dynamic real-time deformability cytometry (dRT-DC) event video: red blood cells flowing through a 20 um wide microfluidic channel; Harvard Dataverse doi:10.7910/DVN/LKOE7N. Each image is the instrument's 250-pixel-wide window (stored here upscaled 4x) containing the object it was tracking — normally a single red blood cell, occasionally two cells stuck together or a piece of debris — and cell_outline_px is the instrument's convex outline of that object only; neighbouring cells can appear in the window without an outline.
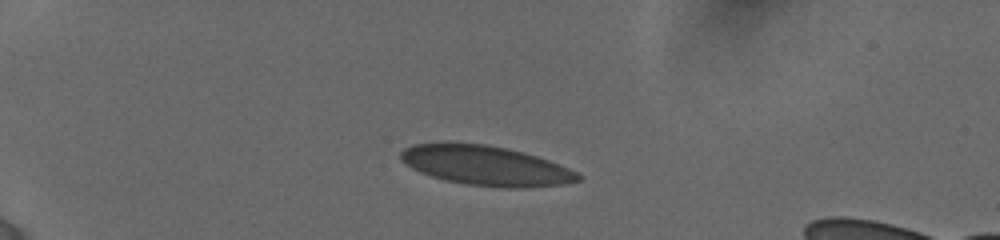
{"species": "human", "species_latin": "Homo sapiens", "temperature_condition": "cold", "stored_images_in_passage": 33, "camera_frame_rate_fps": 3000, "um_per_image_px": 0.085, "donor": {"sex": "female"}, "frame": {"image": 1, "passage_image": 5, "time_ms": 3.0, "image_size_px": [1000, 240], "cell_outline_px": [[580, 180], [564, 184], [516, 188], [508, 188], [464, 184], [444, 180], [420, 172], [404, 164], [400, 160], [400, 152], [404, 148], [412, 144], [484, 144], [524, 152], [548, 160], [568, 168], [576, 172], [580, 176]], "centroid_in_image_um": [41.27, 14.09], "position_along_channel_um": 43.7, "area_um2": 40.4}}
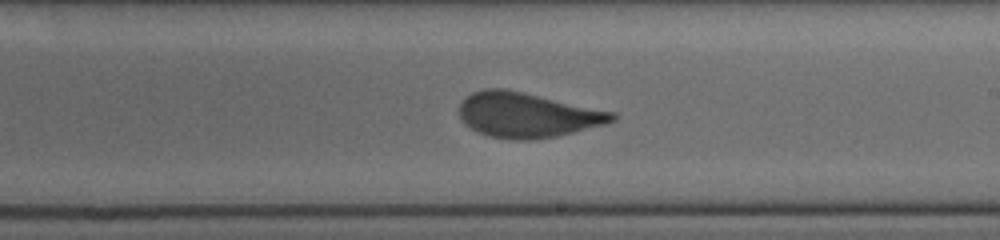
{"frame": {"image": 2, "passage_image": 20, "time_ms": 9.667, "image_size_px": [1000, 240], "cell_outline_px": [[616, 120], [604, 124], [556, 136], [528, 140], [512, 140], [488, 136], [472, 128], [460, 116], [460, 104], [472, 92], [484, 88], [500, 88], [520, 92], [616, 112]], "centroid_in_image_um": [44.83, 9.78], "position_along_channel_um": 244.2, "area_um2": 39.3}}
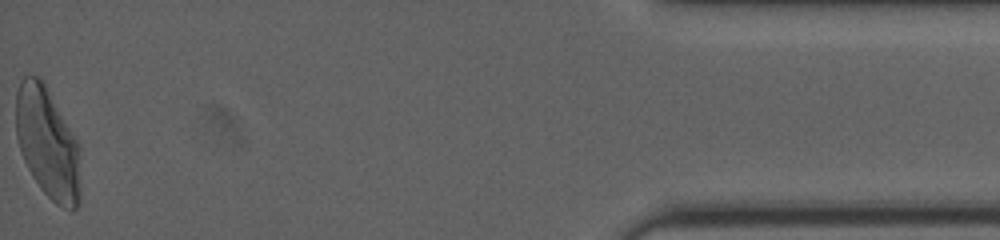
{"frame": {"image": 3, "passage_image": 33, "time_ms": 16.333, "image_size_px": [1000, 240], "cell_outline_px": [[80, 200], [76, 208], [72, 212], [56, 204], [40, 188], [32, 176], [24, 160], [16, 136], [16, 92], [20, 80], [24, 76], [40, 76], [44, 80], [76, 140], [80, 148]], "centroid_in_image_um": [4.05, 12.16], "position_along_channel_um": 431.1, "area_um2": 42.08}, "authors_computed_cell_mechanics": {"area_um2": 39.6508, "velocity_mm_per_s": 3.8559, "shape_relaxation_time_tau1_ms": 9.95, "shape_relaxation_time_tau2_ms": null, "deformation_change_tau1": 0.2147, "deformation_change_tau2": null}}